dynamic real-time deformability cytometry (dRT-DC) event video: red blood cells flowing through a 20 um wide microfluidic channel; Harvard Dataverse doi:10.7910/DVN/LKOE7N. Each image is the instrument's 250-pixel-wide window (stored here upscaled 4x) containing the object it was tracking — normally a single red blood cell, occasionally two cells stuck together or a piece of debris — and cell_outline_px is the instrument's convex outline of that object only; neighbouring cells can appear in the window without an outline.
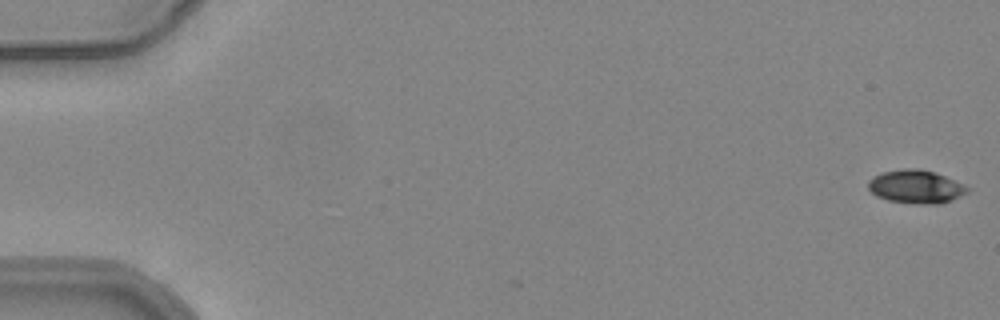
{"species": "common noctule bat (a hibernating species)", "species_latin": "Nyctalus noctula", "temperature_condition": "warm", "stored_images_in_passage": 4, "camera_frame_rate_fps": 3000, "um_per_image_px": 0.085, "animal": {"sex": "female", "body_mass_g": 24.6, "forearm_length_mm": 56.2}, "frame": {"image": 1, "passage_image": 1, "time_ms": 0.0, "image_size_px": [1000, 320], "cell_outline_px": [[968, 192], [940, 204], [912, 204], [888, 200], [876, 196], [868, 188], [868, 180], [872, 176], [884, 172], [904, 168], [920, 168], [936, 172], [968, 188]], "centroid_in_image_um": [77.79, 15.86], "position_along_channel_um": 7.2, "area_um2": 19.13}}